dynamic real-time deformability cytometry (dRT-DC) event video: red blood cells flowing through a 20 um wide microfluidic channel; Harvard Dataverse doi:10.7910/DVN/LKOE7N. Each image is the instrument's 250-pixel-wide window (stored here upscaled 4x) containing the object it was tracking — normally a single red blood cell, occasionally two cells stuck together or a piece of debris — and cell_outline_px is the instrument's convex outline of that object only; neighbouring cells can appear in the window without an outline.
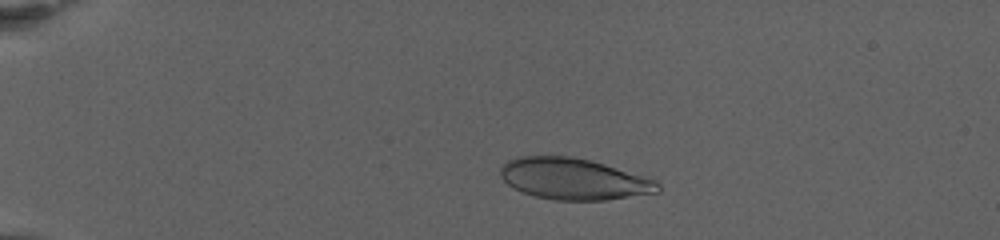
{"species": "human", "species_latin": "Homo sapiens", "temperature_condition": "warm", "stored_images_in_passage": 59, "camera_frame_rate_fps": 3000, "um_per_image_px": 0.085, "donor": {"sex": "female"}, "frame": {"image": 1, "passage_image": 2, "time_ms": 0.333, "image_size_px": [1000, 240], "cell_outline_px": [[660, 192], [604, 200], [556, 200], [536, 196], [520, 192], [512, 188], [500, 176], [500, 168], [508, 160], [520, 156], [572, 156], [604, 164], [656, 180], [660, 184]], "centroid_in_image_um": [48.74, 15.21], "position_along_channel_um": 36.3, "area_um2": 37.8}}
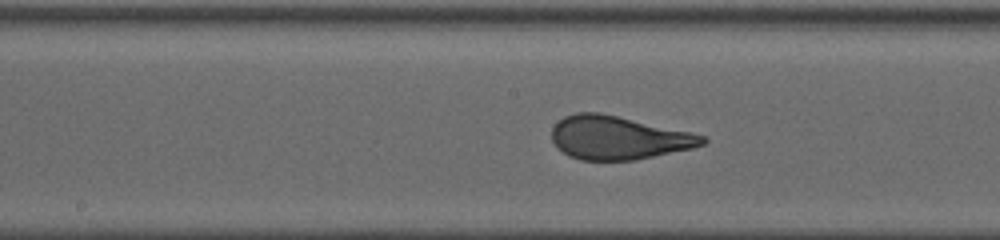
{"frame": {"image": 2, "passage_image": 26, "time_ms": 8.333, "image_size_px": [1000, 240], "cell_outline_px": [[708, 140], [704, 144], [692, 148], [636, 160], [580, 160], [568, 156], [552, 140], [552, 128], [564, 116], [576, 112], [600, 112], [692, 132], [704, 136]], "centroid_in_image_um": [52.57, 11.7], "position_along_channel_um": 195.6, "area_um2": 38.03}}
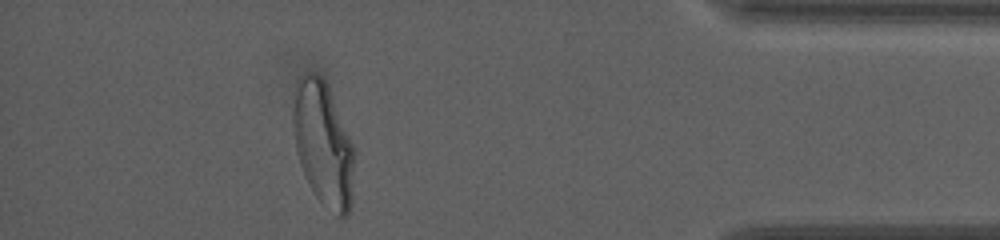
{"frame": {"image": 3, "passage_image": 52, "time_ms": 17.0, "image_size_px": [1000, 240], "cell_outline_px": [[356, 156], [352, 204], [348, 216], [336, 216], [316, 196], [300, 164], [296, 152], [292, 124], [292, 112], [296, 76], [304, 72], [316, 72], [328, 84], [356, 152]], "centroid_in_image_um": [27.49, 12.19], "position_along_channel_um": 407.7, "area_um2": 45.26}, "authors_computed_cell_mechanics": {"area_um2": 38.437, "velocity_mm_per_s": 2.871, "shape_relaxation_time_tau1_ms": 5.8404, "shape_relaxation_time_tau2_ms": null, "deformation_change_tau1": 0.2242, "deformation_change_tau2": null}}